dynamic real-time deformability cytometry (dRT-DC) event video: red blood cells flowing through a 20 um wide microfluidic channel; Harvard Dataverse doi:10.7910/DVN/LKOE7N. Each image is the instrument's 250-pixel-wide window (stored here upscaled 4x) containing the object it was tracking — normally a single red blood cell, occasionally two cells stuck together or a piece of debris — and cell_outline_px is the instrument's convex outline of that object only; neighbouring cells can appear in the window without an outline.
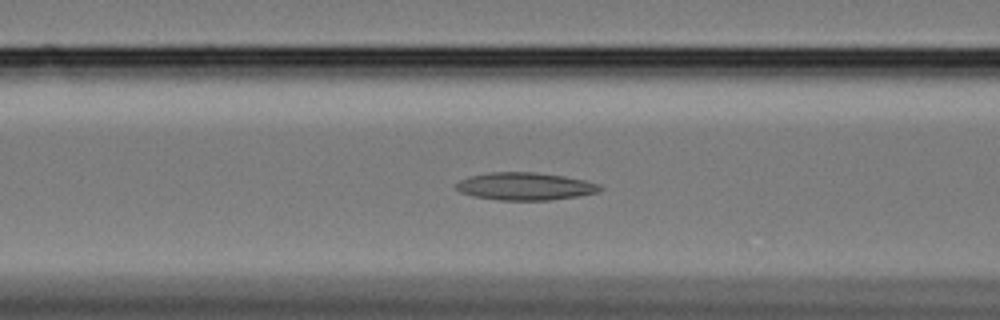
{"species": "Egyptian fruit bat (a non-hibernating species)", "species_latin": "Rousettus aegyptiacus", "temperature_condition": "cold", "stored_images_in_passage": 60, "camera_frame_rate_fps": 3000, "um_per_image_px": 0.085, "animal": {"sex": "female"}, "frame": {"image": 1, "passage_image": 24, "time_ms": 7.667, "image_size_px": [1000, 320], "cell_outline_px": [[604, 188], [600, 192], [580, 196], [548, 200], [500, 200], [472, 196], [460, 192], [456, 188], [456, 184], [460, 180], [468, 176], [492, 172], [532, 172], [564, 176], [584, 180], [600, 184]], "centroid_in_image_um": [44.66, 15.84], "position_along_channel_um": 121.9, "area_um2": 23.24}}
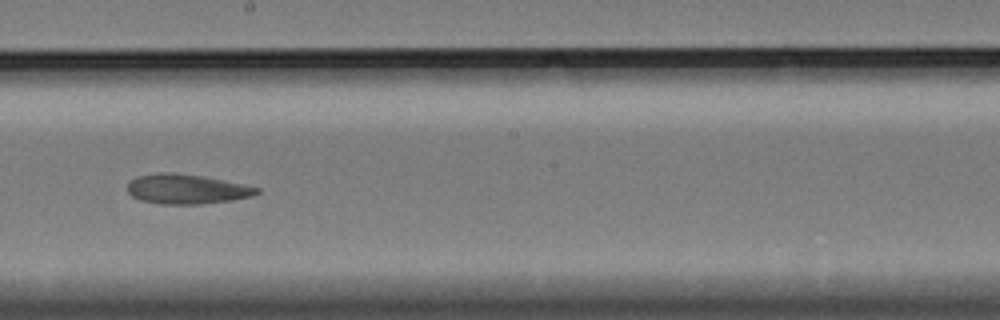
{"frame": {"image": 2, "passage_image": 34, "time_ms": 11.0, "image_size_px": [1000, 320], "cell_outline_px": [[260, 192], [252, 196], [232, 200], [200, 204], [160, 204], [140, 200], [132, 196], [128, 192], [128, 180], [136, 176], [160, 172], [164, 172], [204, 176], [244, 184], [260, 188]], "centroid_in_image_um": [15.85, 16.07], "position_along_channel_um": 232.4, "area_um2": 22.48}}
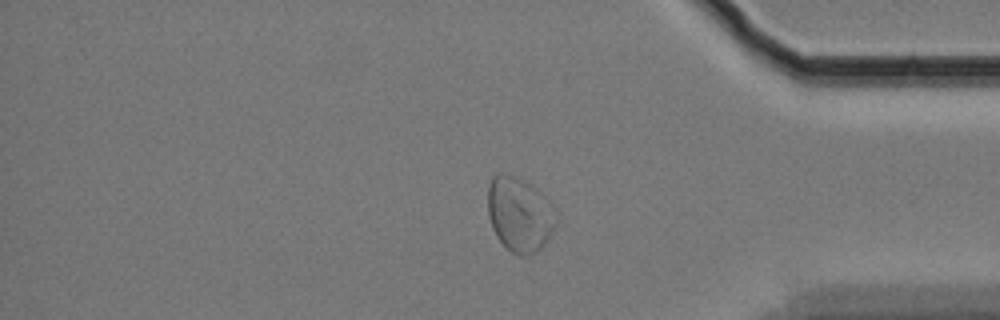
{"frame": {"image": 3, "passage_image": 50, "time_ms": 16.333, "image_size_px": [1000, 320], "cell_outline_px": [[560, 220], [548, 240], [536, 252], [528, 256], [520, 256], [512, 252], [496, 236], [492, 228], [488, 216], [488, 184], [492, 176], [500, 172], [512, 176], [532, 184], [556, 208]], "centroid_in_image_um": [44.2, 18.22], "position_along_channel_um": 391.0, "area_um2": 30.23}, "authors_computed_cell_mechanics": {"area_um2": 26.9926, "velocity_mm_per_s": 3.3067, "shape_relaxation_time_tau1_ms": null, "shape_relaxation_time_tau2_ms": 7.3511, "deformation_change_tau1": null, "deformation_change_tau2": 0.1307}}